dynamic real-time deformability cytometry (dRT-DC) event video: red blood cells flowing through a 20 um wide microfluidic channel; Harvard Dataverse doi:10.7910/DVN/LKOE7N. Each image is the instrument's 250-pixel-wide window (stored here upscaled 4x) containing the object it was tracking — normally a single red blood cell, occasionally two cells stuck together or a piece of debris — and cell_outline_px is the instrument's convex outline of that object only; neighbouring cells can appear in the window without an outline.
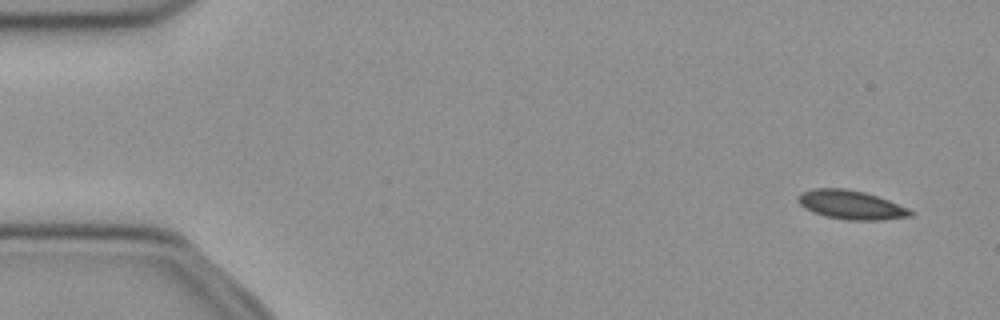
{"species": "common noctule bat (a hibernating species)", "species_latin": "Nyctalus noctula", "temperature_condition": "cold", "stored_images_in_passage": 52, "camera_frame_rate_fps": 3000, "um_per_image_px": 0.085, "animal": {"sex": "female", "body_mass_g": 21.9}, "frame": {"image": 1, "passage_image": 3, "time_ms": 0.667, "image_size_px": [1000, 320], "cell_outline_px": [[916, 212], [912, 216], [880, 220], [848, 220], [828, 216], [812, 212], [804, 208], [796, 200], [800, 192], [812, 188], [844, 188], [864, 192], [888, 200], [908, 208]], "centroid_in_image_um": [72.32, 17.4], "position_along_channel_um": 12.7, "area_um2": 18.96}}
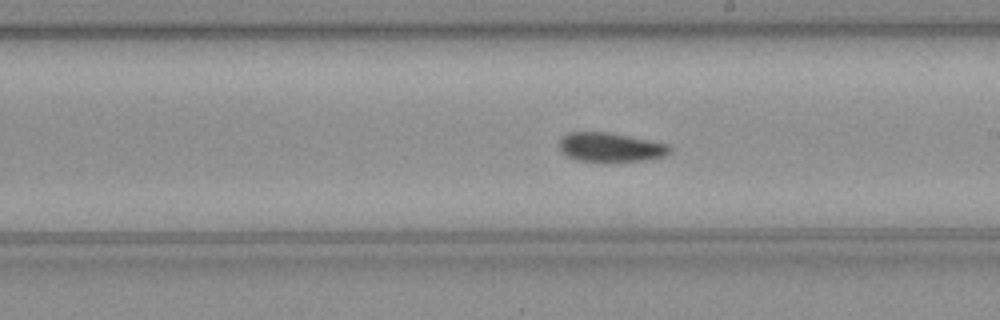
{"frame": {"image": 2, "passage_image": 29, "time_ms": 9.333, "image_size_px": [1000, 320], "cell_outline_px": [[672, 148], [664, 156], [652, 160], [580, 160], [568, 156], [560, 152], [560, 136], [568, 132], [608, 132], [668, 144]], "centroid_in_image_um": [51.87, 12.49], "position_along_channel_um": 237.1, "area_um2": 18.38}}
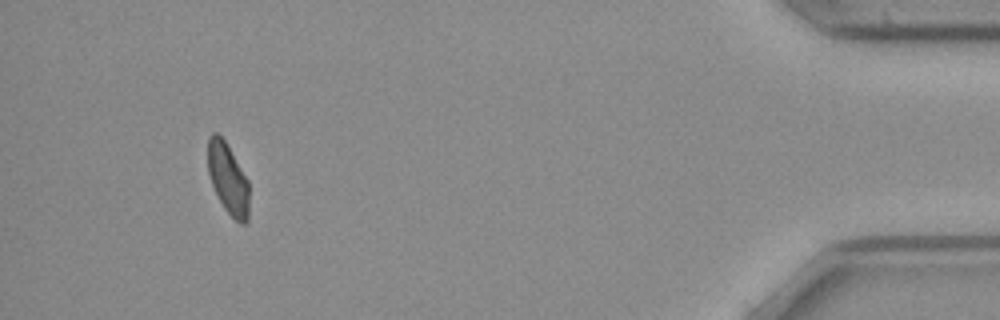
{"frame": {"image": 3, "passage_image": 48, "time_ms": 15.667, "image_size_px": [1000, 320], "cell_outline_px": [[248, 220], [244, 224], [240, 224], [224, 208], [212, 184], [208, 172], [208, 136], [212, 132], [216, 132], [224, 140], [248, 180]], "centroid_in_image_um": [19.37, 15.18], "position_along_channel_um": 415.8, "area_um2": 16.7}}